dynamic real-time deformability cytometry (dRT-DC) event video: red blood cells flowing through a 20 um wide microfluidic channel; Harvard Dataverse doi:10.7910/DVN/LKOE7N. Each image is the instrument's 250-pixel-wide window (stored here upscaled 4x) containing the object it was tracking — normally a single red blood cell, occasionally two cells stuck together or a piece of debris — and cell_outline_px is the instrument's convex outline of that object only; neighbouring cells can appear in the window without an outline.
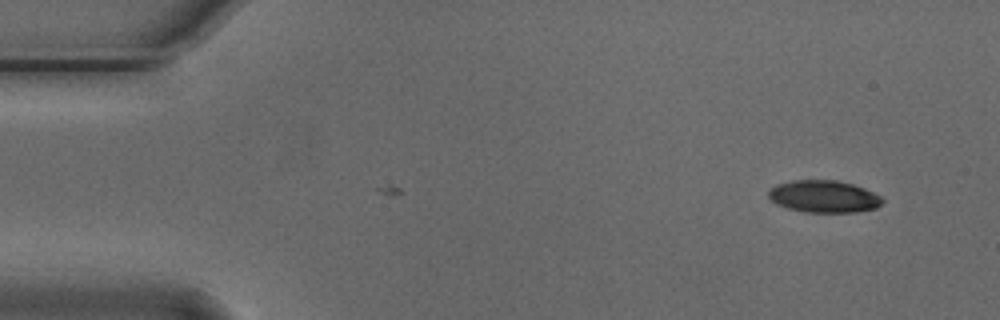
{"species": "Egyptian fruit bat (a non-hibernating species)", "species_latin": "Rousettus aegyptiacus", "temperature_condition": "cold", "stored_images_in_passage": 3, "camera_frame_rate_fps": 3000, "um_per_image_px": 0.085, "animal": {"sex": "male"}, "frame": {"image": 1, "passage_image": 3, "time_ms": 0.667, "image_size_px": [1000, 320], "cell_outline_px": [[884, 200], [876, 208], [856, 212], [808, 212], [788, 208], [776, 204], [768, 196], [768, 192], [776, 184], [792, 180], [836, 180], [852, 184], [864, 188], [880, 196]], "centroid_in_image_um": [70.02, 16.69], "position_along_channel_um": 15.0, "area_um2": 21.21}}